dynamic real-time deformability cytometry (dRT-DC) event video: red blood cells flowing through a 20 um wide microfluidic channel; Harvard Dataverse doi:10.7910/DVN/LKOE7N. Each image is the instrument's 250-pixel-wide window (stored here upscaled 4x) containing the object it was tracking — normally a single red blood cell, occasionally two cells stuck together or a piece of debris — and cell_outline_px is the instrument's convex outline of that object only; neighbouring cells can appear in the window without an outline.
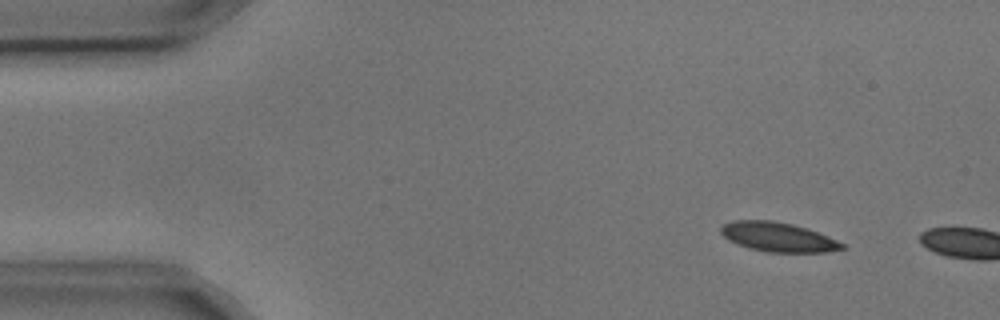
{"species": "common noctule bat (a hibernating species)", "species_latin": "Nyctalus noctula", "temperature_condition": "cold", "stored_images_in_passage": 2, "camera_frame_rate_fps": 3000, "um_per_image_px": 0.085, "animal": {"sex": "male", "body_mass_g": 17.9, "forearm_length_mm": 54.2}, "frame": {"image": 1, "passage_image": 1, "time_ms": 0.0, "image_size_px": [1000, 320], "cell_outline_px": [[848, 248], [828, 252], [768, 252], [748, 248], [728, 240], [720, 232], [720, 228], [724, 224], [732, 220], [772, 220], [792, 224], [828, 236], [844, 244]], "centroid_in_image_um": [66.13, 20.15], "position_along_channel_um": 18.9, "area_um2": 20.69}}